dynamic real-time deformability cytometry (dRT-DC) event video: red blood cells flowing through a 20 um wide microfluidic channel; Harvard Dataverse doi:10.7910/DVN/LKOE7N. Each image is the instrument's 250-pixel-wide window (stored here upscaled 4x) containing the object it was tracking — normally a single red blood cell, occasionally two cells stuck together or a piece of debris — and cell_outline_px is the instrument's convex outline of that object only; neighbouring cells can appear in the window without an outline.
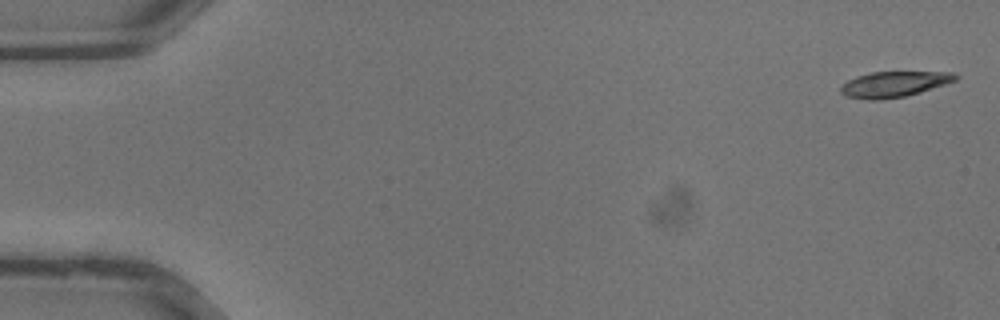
{"species": "common noctule bat (a hibernating species)", "species_latin": "Nyctalus noctula", "temperature_condition": "warm", "stored_images_in_passage": 36, "camera_frame_rate_fps": 3000, "um_per_image_px": 0.085, "animal": {"sex": "male", "body_mass_g": 13.3}, "frame": {"image": 1, "passage_image": 1, "time_ms": 0.0, "image_size_px": [1000, 320], "cell_outline_px": [[960, 76], [956, 80], [920, 92], [904, 96], [880, 100], [868, 100], [844, 96], [840, 92], [840, 88], [848, 80], [856, 76], [872, 72], [952, 72]], "centroid_in_image_um": [75.97, 7.16], "position_along_channel_um": 9.0, "area_um2": 17.05}}
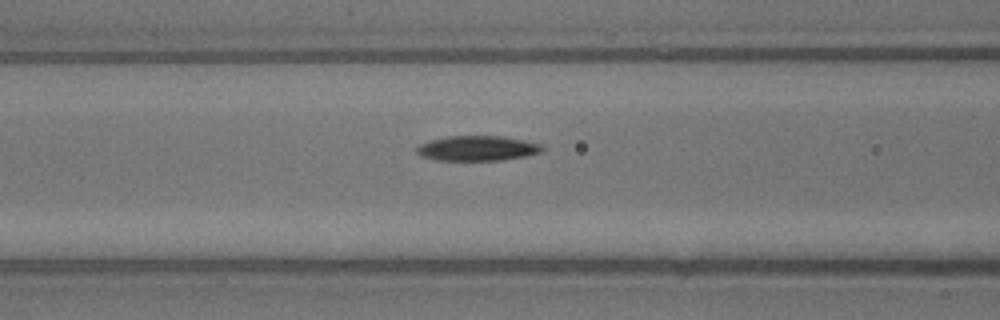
{"frame": {"image": 2, "passage_image": 15, "time_ms": 4.667, "image_size_px": [1000, 320], "cell_outline_px": [[544, 148], [540, 152], [524, 156], [500, 160], [436, 160], [420, 156], [416, 152], [416, 148], [420, 144], [432, 140], [448, 136], [500, 136], [540, 144]], "centroid_in_image_um": [40.52, 12.61], "position_along_channel_um": 126.1, "area_um2": 17.98}}
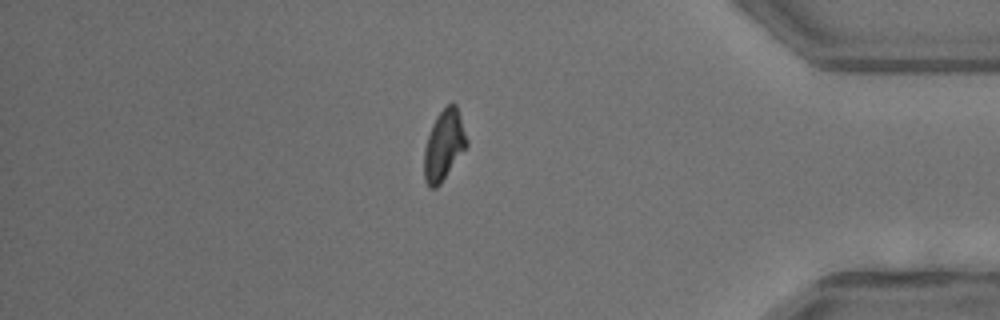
{"frame": {"image": 3, "passage_image": 31, "time_ms": 10.0, "image_size_px": [1000, 320], "cell_outline_px": [[468, 144], [440, 184], [436, 188], [428, 188], [424, 180], [424, 148], [432, 124], [436, 116], [452, 100], [456, 104], [468, 140]], "centroid_in_image_um": [37.72, 12.34], "position_along_channel_um": 397.5, "area_um2": 17.4}}